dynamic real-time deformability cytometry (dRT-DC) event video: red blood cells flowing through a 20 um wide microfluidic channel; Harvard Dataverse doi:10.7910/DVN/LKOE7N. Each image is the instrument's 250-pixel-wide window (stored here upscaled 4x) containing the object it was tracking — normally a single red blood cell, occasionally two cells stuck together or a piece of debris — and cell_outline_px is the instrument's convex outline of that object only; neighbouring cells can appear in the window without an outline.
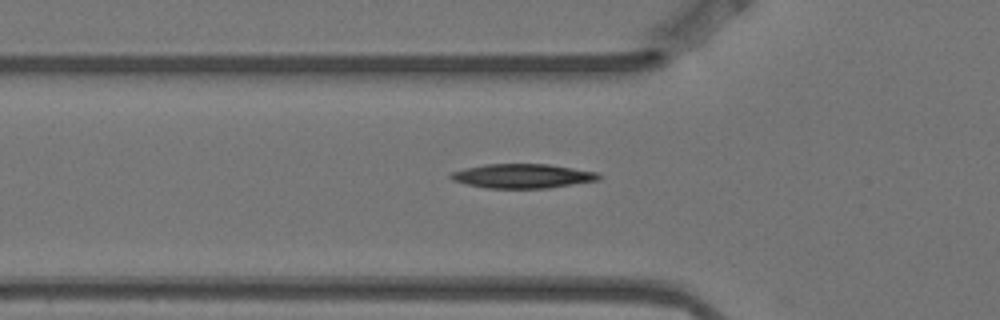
{"species": "Egyptian fruit bat (a non-hibernating species)", "species_latin": "Rousettus aegyptiacus", "temperature_condition": "warm", "stored_images_in_passage": 4, "segment_of_instrument_passage": [2, 2], "camera_frame_rate_fps": 3000, "um_per_image_px": 0.085, "animal": {"sex": "female"}, "frame": {"image": 1, "passage_image": 4, "time_ms": 1.0, "image_size_px": [1000, 320], "cell_outline_px": [[604, 176], [600, 180], [548, 188], [484, 188], [452, 180], [448, 176], [452, 172], [464, 168], [484, 164], [548, 164], [596, 172]], "centroid_in_image_um": [44.42, 14.96], "position_along_channel_um": 81.4, "area_um2": 20.98}}